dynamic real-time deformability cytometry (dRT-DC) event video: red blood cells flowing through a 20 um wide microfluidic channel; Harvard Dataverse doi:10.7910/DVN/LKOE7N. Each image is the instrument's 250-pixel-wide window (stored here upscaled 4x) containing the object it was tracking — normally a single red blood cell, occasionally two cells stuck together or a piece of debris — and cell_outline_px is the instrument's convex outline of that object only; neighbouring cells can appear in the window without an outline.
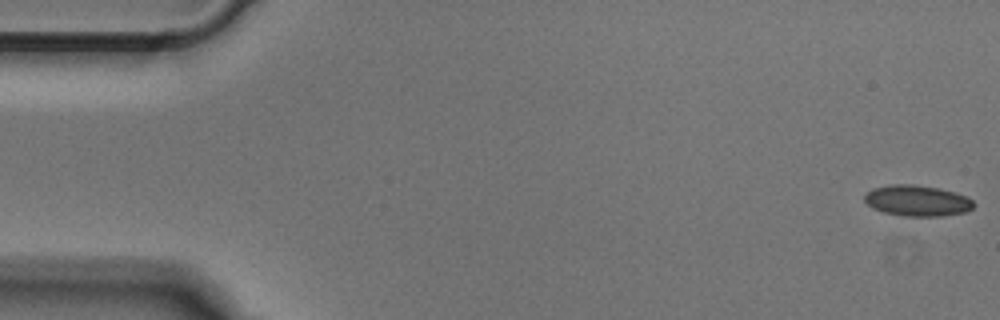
{"species": "Egyptian fruit bat (a non-hibernating species)", "species_latin": "Rousettus aegyptiacus", "temperature_condition": "cold", "stored_images_in_passage": 11, "camera_frame_rate_fps": 3000, "um_per_image_px": 0.085, "animal": {"sex": "male"}, "frame": {"image": 1, "passage_image": 1, "time_ms": 0.0, "image_size_px": [1000, 320], "cell_outline_px": [[976, 204], [968, 212], [944, 216], [900, 216], [884, 212], [872, 208], [864, 200], [864, 196], [872, 188], [892, 184], [912, 184], [936, 188], [956, 192], [972, 200]], "centroid_in_image_um": [77.97, 17.07], "position_along_channel_um": 7.0, "area_um2": 19.77}}